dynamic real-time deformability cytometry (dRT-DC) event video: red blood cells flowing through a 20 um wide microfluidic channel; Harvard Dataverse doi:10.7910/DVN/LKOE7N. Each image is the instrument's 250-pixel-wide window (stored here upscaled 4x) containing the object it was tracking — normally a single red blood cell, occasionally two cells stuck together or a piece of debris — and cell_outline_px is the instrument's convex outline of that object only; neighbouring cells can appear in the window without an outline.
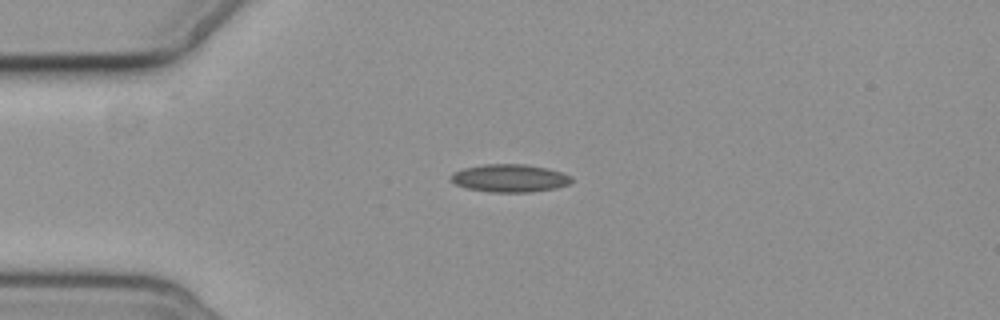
{"species": "common noctule bat (a hibernating species)", "species_latin": "Nyctalus noctula", "temperature_condition": "cold", "stored_images_in_passage": 4, "camera_frame_rate_fps": 3000, "um_per_image_px": 0.085, "animal": {"sex": "female", "body_mass_g": 19.3, "forearm_length_mm": 54.1}, "frame": {"image": 1, "passage_image": 3, "time_ms": 2.333, "image_size_px": [1000, 320], "cell_outline_px": [[572, 180], [568, 184], [556, 188], [532, 192], [488, 192], [468, 188], [456, 184], [448, 176], [452, 172], [464, 168], [484, 164], [528, 164], [548, 168], [572, 176]], "centroid_in_image_um": [43.32, 15.14], "position_along_channel_um": 41.7, "area_um2": 19.65}}